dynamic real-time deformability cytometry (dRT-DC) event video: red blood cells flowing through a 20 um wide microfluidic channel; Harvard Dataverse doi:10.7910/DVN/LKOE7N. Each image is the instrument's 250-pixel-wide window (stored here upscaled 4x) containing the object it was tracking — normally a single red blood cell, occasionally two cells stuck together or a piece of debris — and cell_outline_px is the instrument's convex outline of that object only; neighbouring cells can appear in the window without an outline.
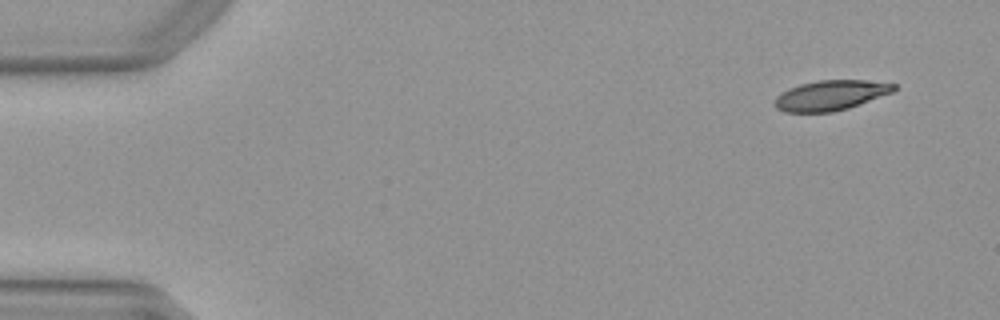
{"species": "Egyptian fruit bat (a non-hibernating species)", "species_latin": "Rousettus aegyptiacus", "temperature_condition": "warm", "stored_images_in_passage": 49, "camera_frame_rate_fps": 3000, "um_per_image_px": 0.085, "animal": {"sex": "female"}, "frame": {"image": 1, "passage_image": 1, "time_ms": 0.0, "image_size_px": [1000, 320], "cell_outline_px": [[896, 88], [892, 92], [848, 108], [832, 112], [784, 112], [776, 108], [776, 96], [788, 88], [800, 84], [820, 80], [864, 80], [896, 84]], "centroid_in_image_um": [70.58, 8.1], "position_along_channel_um": 14.4, "area_um2": 20.63}}
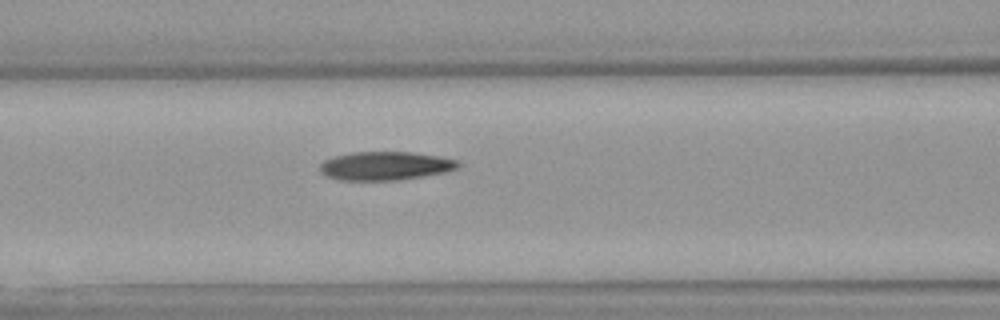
{"frame": {"image": 2, "passage_image": 19, "time_ms": 6.0, "image_size_px": [1000, 320], "cell_outline_px": [[460, 164], [456, 168], [444, 172], [424, 176], [400, 180], [340, 180], [324, 176], [320, 172], [320, 164], [324, 160], [336, 156], [352, 152], [412, 152], [436, 156], [456, 160]], "centroid_in_image_um": [32.7, 14.1], "position_along_channel_um": 133.9, "area_um2": 22.89}}
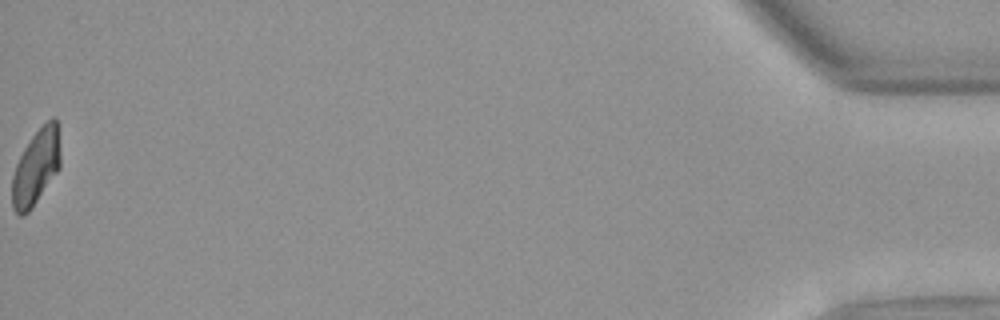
{"frame": {"image": 3, "passage_image": 49, "time_ms": 16.0, "image_size_px": [1000, 320], "cell_outline_px": [[60, 168], [32, 208], [24, 216], [20, 216], [12, 208], [12, 176], [16, 164], [24, 148], [32, 136], [52, 116], [56, 116], [60, 152]], "centroid_in_image_um": [3.06, 14.23], "position_along_channel_um": 432.1, "area_um2": 21.21}, "authors_computed_cell_mechanics": {"area_um2": 22.7154, "velocity_mm_per_s": 3.9862, "shape_relaxation_time_tau1_ms": 9.6713, "shape_relaxation_time_tau2_ms": 5.4891, "deformation_change_tau1": 0.2516, "deformation_change_tau2": 0.1226}}